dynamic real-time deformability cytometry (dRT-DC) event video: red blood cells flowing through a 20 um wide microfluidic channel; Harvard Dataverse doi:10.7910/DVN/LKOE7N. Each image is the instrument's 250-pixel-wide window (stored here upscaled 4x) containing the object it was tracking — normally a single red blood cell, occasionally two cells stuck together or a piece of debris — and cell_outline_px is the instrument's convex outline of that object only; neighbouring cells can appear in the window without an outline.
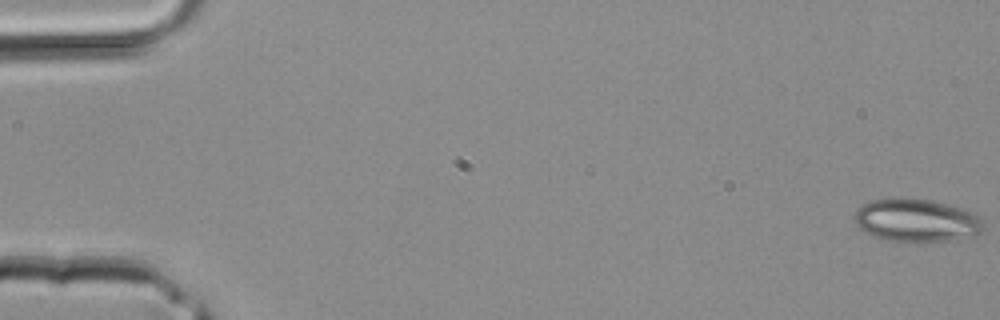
{"species": "common noctule bat (a hibernating species)", "species_latin": "Nyctalus noctula", "temperature_condition": "room temperature", "stored_images_in_passage": 41, "segment_of_instrument_passage": [1, 2], "camera_frame_rate_fps": 3000, "um_per_image_px": 0.085, "animal": {"sex": "male", "body_mass_g": 20.4}, "frame": {"image": 1, "passage_image": 1, "time_ms": 0.0, "image_size_px": [1000, 320], "cell_outline_px": [[984, 232], [972, 236], [952, 240], [920, 244], [900, 244], [884, 240], [864, 232], [856, 224], [852, 216], [864, 204], [872, 200], [932, 200], [960, 208], [972, 212], [980, 216], [984, 220]], "centroid_in_image_um": [77.94, 18.82], "position_along_channel_um": 7.1, "area_um2": 32.77}}
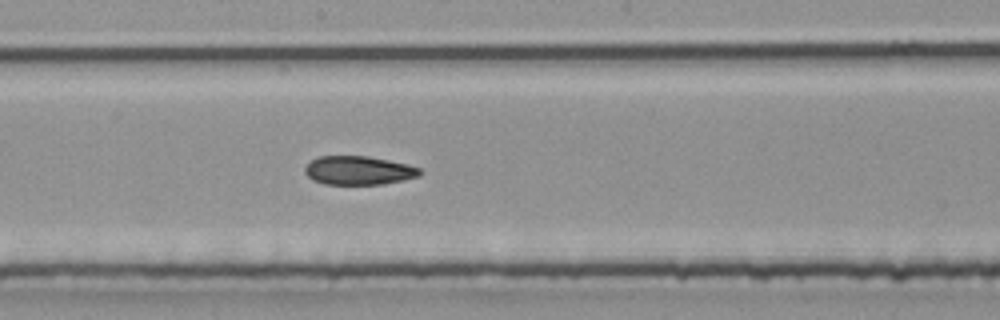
{"frame": {"image": 2, "passage_image": 22, "time_ms": 7.0, "image_size_px": [1000, 320], "cell_outline_px": [[424, 172], [420, 176], [380, 184], [324, 184], [312, 180], [304, 172], [304, 168], [312, 160], [320, 156], [368, 156], [408, 164], [420, 168]], "centroid_in_image_um": [30.49, 14.48], "position_along_channel_um": 217.7, "area_um2": 19.19}}
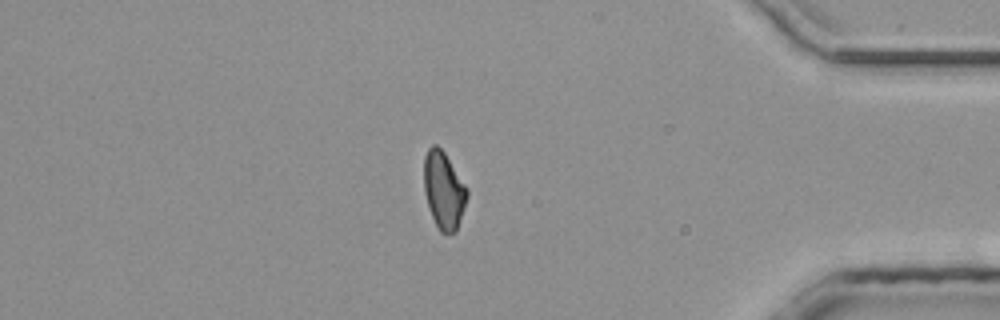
{"frame": {"image": 3, "passage_image": 34, "time_ms": 11.0, "image_size_px": [1000, 320], "cell_outline_px": [[468, 196], [456, 232], [440, 232], [432, 216], [424, 192], [424, 156], [428, 148], [432, 144], [436, 144], [444, 152], [468, 188]], "centroid_in_image_um": [37.72, 16.14], "position_along_channel_um": 397.5, "area_um2": 19.31}}